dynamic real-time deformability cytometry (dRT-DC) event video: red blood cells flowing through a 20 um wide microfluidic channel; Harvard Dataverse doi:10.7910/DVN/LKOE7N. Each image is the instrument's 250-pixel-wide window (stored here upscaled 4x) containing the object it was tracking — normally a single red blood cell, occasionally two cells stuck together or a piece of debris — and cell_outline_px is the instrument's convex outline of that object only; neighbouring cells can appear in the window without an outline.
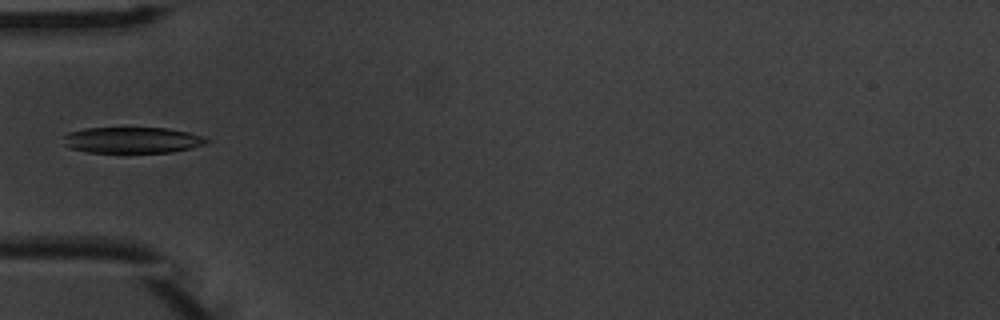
{"species": "common noctule bat (a hibernating species)", "species_latin": "Nyctalus noctula", "temperature_condition": "warm", "stored_images_in_passage": 6, "camera_frame_rate_fps": 3000, "um_per_image_px": 0.085, "animal": {"sex": "male", "body_mass_g": 20.1, "forearm_length_mm": 53.5}, "frame": {"image": 1, "passage_image": 5, "time_ms": 5.667, "image_size_px": [1000, 320], "cell_outline_px": [[212, 140], [208, 144], [192, 148], [172, 152], [88, 152], [68, 148], [64, 144], [64, 136], [68, 132], [84, 128], [168, 128], [188, 132]], "centroid_in_image_um": [11.26, 11.91], "position_along_channel_um": 73.7, "area_um2": 21.85}}
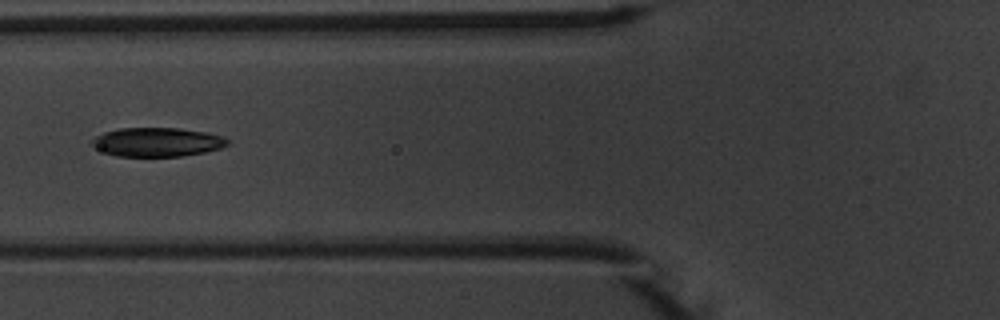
{"frame": {"image": 2, "passage_image": 6, "time_ms": 6.667, "image_size_px": [1000, 320], "cell_outline_px": [[232, 140], [228, 144], [220, 148], [204, 152], [180, 156], [116, 156], [104, 152], [88, 144], [88, 140], [104, 132], [120, 128], [180, 128], [208, 132]], "centroid_in_image_um": [13.32, 12.07], "position_along_channel_um": 112.5, "area_um2": 23.06}}